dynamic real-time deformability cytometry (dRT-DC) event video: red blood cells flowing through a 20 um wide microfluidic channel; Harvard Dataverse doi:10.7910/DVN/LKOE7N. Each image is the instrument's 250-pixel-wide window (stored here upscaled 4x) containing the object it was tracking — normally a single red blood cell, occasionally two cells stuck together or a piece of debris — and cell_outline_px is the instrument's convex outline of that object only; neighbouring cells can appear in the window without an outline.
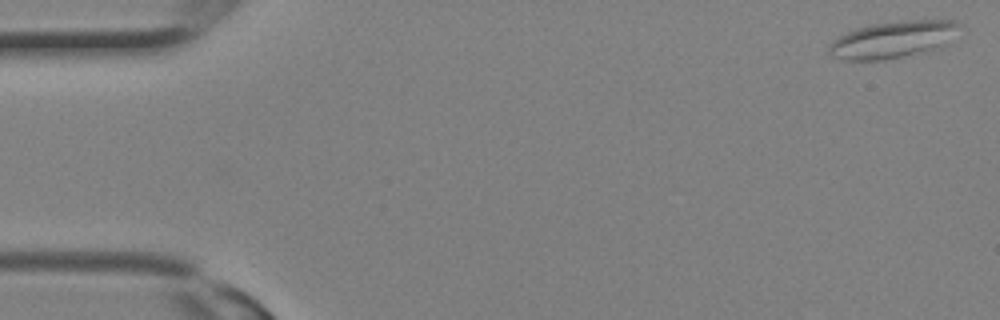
{"species": "Egyptian fruit bat (a non-hibernating species)", "species_latin": "Rousettus aegyptiacus", "temperature_condition": "room temperature", "stored_images_in_passage": 11, "camera_frame_rate_fps": 3000, "um_per_image_px": 0.085, "animal": {"sex": "female"}, "frame": {"image": 1, "passage_image": 1, "time_ms": 0.0, "image_size_px": [1000, 320], "cell_outline_px": [[968, 28], [948, 44], [940, 48], [928, 52], [884, 60], [844, 60], [832, 56], [828, 52], [828, 44], [832, 40], [856, 28], [872, 24], [908, 20], [956, 20], [964, 24]], "centroid_in_image_um": [76.08, 3.36], "position_along_channel_um": 8.9, "area_um2": 29.13}}
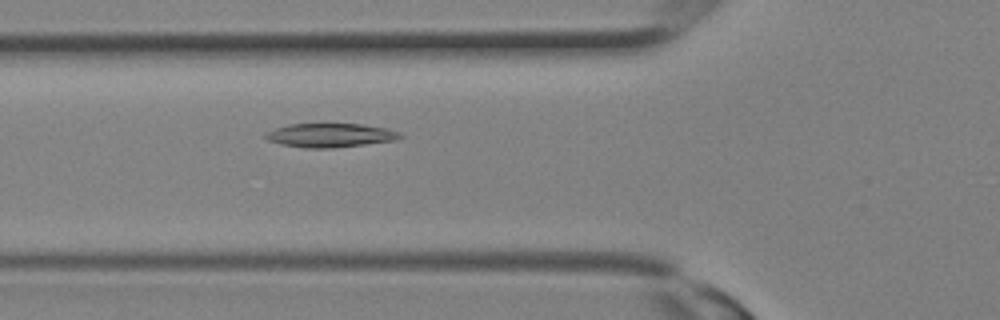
{"frame": {"image": 2, "passage_image": 11, "time_ms": 3.333, "image_size_px": [1000, 320], "cell_outline_px": [[404, 136], [396, 140], [332, 148], [304, 148], [280, 144], [268, 140], [264, 136], [268, 132], [276, 128], [288, 124], [360, 124], [384, 128], [400, 132]], "centroid_in_image_um": [28.07, 11.5], "position_along_channel_um": 97.7, "area_um2": 18.55}}